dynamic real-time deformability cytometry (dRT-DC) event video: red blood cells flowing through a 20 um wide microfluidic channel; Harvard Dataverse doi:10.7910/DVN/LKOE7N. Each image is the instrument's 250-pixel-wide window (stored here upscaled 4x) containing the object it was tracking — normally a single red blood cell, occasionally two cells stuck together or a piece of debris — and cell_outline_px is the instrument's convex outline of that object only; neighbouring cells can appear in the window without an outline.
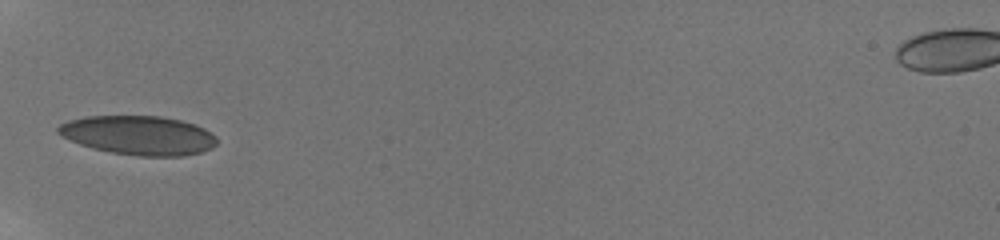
{"species": "human", "species_latin": "Homo sapiens", "temperature_condition": "room temperature", "stored_images_in_passage": 15, "camera_frame_rate_fps": 3000, "um_per_image_px": 0.085, "donor": {"sex": "male"}, "frame": {"image": 1, "passage_image": 11, "time_ms": 4.333, "image_size_px": [1000, 240], "cell_outline_px": [[216, 144], [212, 148], [200, 152], [184, 156], [140, 156], [112, 152], [92, 148], [80, 144], [56, 132], [56, 128], [60, 124], [68, 120], [84, 116], [160, 116], [180, 120], [196, 124], [204, 128], [216, 136]], "centroid_in_image_um": [11.79, 11.49], "position_along_channel_um": 73.2, "area_um2": 36.13}}
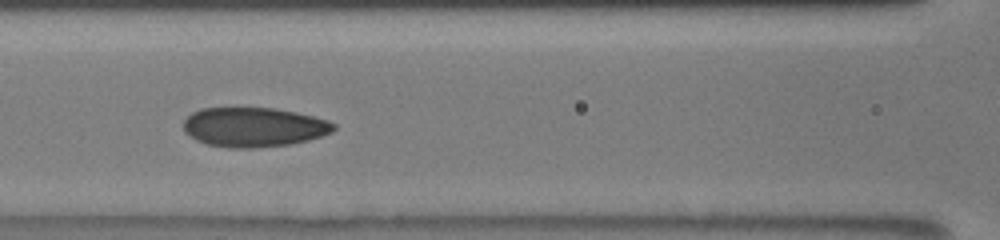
{"frame": {"image": 2, "passage_image": 13, "time_ms": 6.333, "image_size_px": [1000, 240], "cell_outline_px": [[336, 128], [332, 132], [308, 140], [288, 144], [252, 148], [228, 148], [208, 144], [196, 140], [188, 136], [184, 132], [184, 120], [192, 112], [200, 108], [276, 108], [296, 112], [328, 120], [336, 124]], "centroid_in_image_um": [21.55, 10.8], "position_along_channel_um": 145.0, "area_um2": 34.62}}
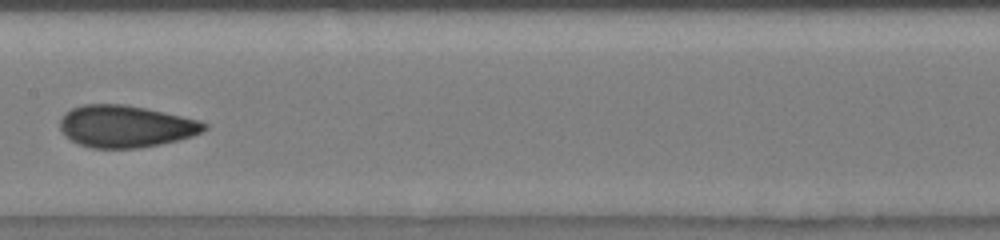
{"frame": {"image": 3, "passage_image": 14, "time_ms": 7.667, "image_size_px": [1000, 240], "cell_outline_px": [[208, 128], [192, 136], [160, 144], [140, 148], [92, 148], [76, 144], [64, 136], [60, 128], [60, 120], [64, 112], [72, 108], [84, 104], [124, 104], [164, 112], [200, 120], [208, 124]], "centroid_in_image_um": [10.65, 10.74], "position_along_channel_um": 196.8, "area_um2": 35.49}}